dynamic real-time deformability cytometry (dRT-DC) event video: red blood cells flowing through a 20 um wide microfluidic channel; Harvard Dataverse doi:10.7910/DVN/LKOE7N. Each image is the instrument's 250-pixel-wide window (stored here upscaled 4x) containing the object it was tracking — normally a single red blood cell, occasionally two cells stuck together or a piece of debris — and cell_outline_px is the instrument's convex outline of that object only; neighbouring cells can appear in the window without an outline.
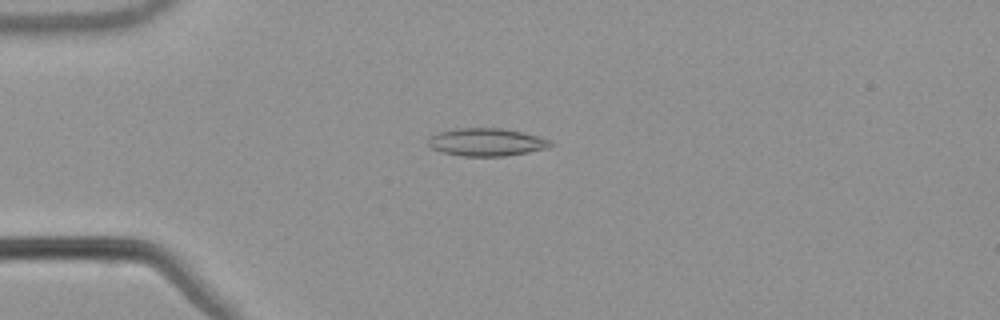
{"species": "common noctule bat (a hibernating species)", "species_latin": "Nyctalus noctula", "temperature_condition": "warm", "stored_images_in_passage": 38, "camera_frame_rate_fps": 3000, "um_per_image_px": 0.085, "animal": {"sex": "male", "body_mass_g": 21.5, "forearm_length_mm": 52.0}, "frame": {"image": 1, "passage_image": 6, "time_ms": 1.667, "image_size_px": [1000, 320], "cell_outline_px": [[556, 144], [548, 148], [528, 152], [504, 156], [464, 156], [440, 152], [432, 148], [428, 144], [428, 140], [436, 132], [452, 128], [500, 128], [540, 136]], "centroid_in_image_um": [41.34, 12.08], "position_along_channel_um": 43.7, "area_um2": 19.88}}
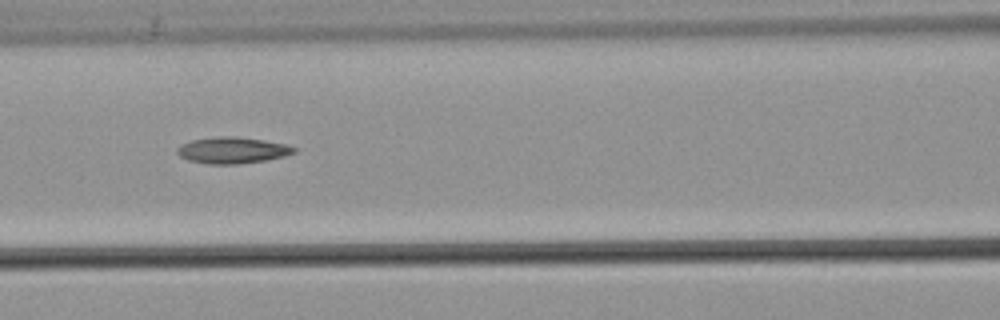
{"frame": {"image": 2, "passage_image": 16, "time_ms": 5.0, "image_size_px": [1000, 320], "cell_outline_px": [[296, 152], [284, 156], [264, 160], [236, 164], [208, 164], [188, 160], [180, 156], [176, 152], [176, 148], [180, 144], [192, 140], [216, 136], [236, 136], [264, 140], [284, 144], [296, 148]], "centroid_in_image_um": [19.71, 12.76], "position_along_channel_um": 146.9, "area_um2": 17.92}}
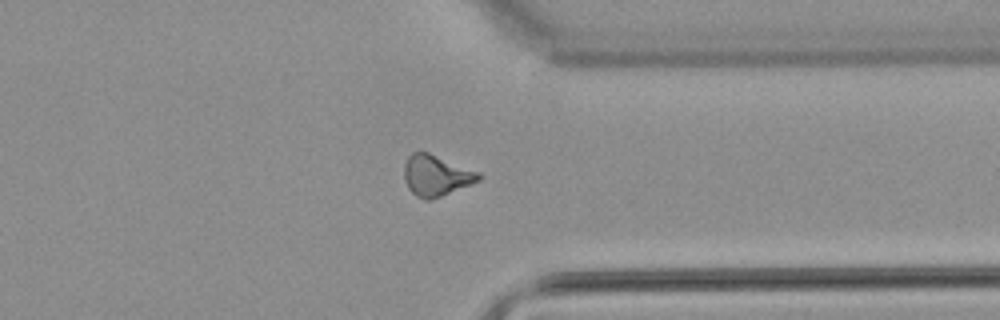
{"frame": {"image": 3, "passage_image": 34, "time_ms": 11.0, "image_size_px": [1000, 320], "cell_outline_px": [[484, 176], [480, 180], [432, 200], [424, 200], [416, 196], [408, 188], [404, 180], [404, 164], [408, 156], [412, 152], [428, 152], [480, 172]], "centroid_in_image_um": [37.07, 14.92], "position_along_channel_um": 374.3, "area_um2": 17.92}}